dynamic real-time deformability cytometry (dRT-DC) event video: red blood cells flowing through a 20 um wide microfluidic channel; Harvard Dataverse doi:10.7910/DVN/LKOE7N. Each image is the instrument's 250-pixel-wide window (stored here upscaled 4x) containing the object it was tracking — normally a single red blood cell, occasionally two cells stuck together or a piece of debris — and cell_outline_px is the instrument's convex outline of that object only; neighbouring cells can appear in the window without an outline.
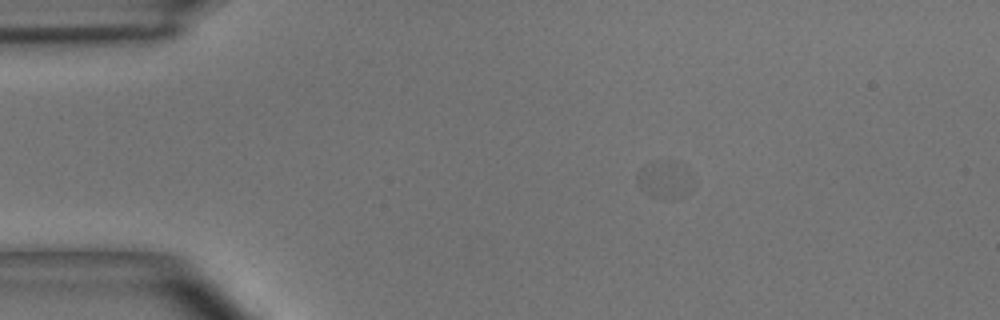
{"species": "common noctule bat (a hibernating species)", "species_latin": "Nyctalus noctula", "temperature_condition": "room temperature", "stored_images_in_passage": 4, "camera_frame_rate_fps": 3000, "um_per_image_px": 0.085, "animal": {"sex": "male", "body_mass_g": 15.6}, "frame": {"image": 1, "passage_image": 1, "time_ms": 0.0, "image_size_px": [1000, 320], "cell_outline_px": [[696, 180], [684, 196], [672, 200], [652, 196], [636, 180], [636, 176], [640, 168], [656, 160], [692, 172]], "centroid_in_image_um": [56.54, 15.32], "position_along_channel_um": 28.5, "area_um2": 11.62}}